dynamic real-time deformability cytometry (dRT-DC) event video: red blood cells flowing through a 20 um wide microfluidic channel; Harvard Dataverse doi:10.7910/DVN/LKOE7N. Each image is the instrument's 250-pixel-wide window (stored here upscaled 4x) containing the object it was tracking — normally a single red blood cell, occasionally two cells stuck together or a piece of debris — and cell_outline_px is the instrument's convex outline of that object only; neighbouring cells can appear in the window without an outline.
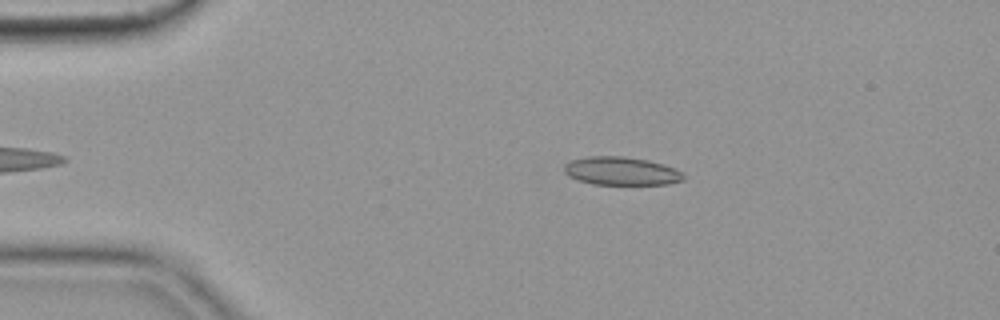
{"species": "common noctule bat (a hibernating species)", "species_latin": "Nyctalus noctula", "temperature_condition": "cold", "stored_images_in_passage": 42, "camera_frame_rate_fps": 3000, "um_per_image_px": 0.085, "animal": {"sex": "female", "body_mass_g": 19.9}, "frame": {"image": 1, "passage_image": 5, "time_ms": 1.333, "image_size_px": [1000, 320], "cell_outline_px": [[684, 180], [668, 184], [592, 184], [568, 176], [564, 172], [564, 164], [572, 160], [588, 156], [624, 156], [648, 160], [664, 164], [676, 168], [684, 176]], "centroid_in_image_um": [52.81, 14.53], "position_along_channel_um": 32.2, "area_um2": 19.65}}
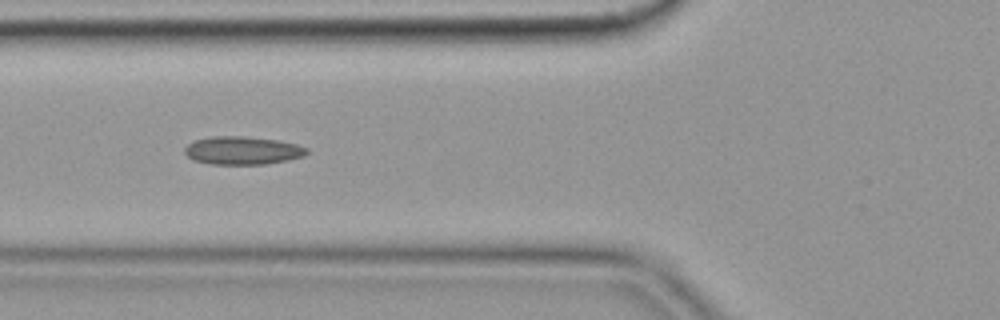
{"frame": {"image": 2, "passage_image": 15, "time_ms": 4.667, "image_size_px": [1000, 320], "cell_outline_px": [[308, 152], [304, 156], [288, 160], [264, 164], [212, 164], [192, 160], [184, 152], [184, 148], [188, 144], [196, 140], [208, 136], [244, 136], [280, 140], [296, 144], [308, 148]], "centroid_in_image_um": [20.62, 12.78], "position_along_channel_um": 105.2, "area_um2": 20.11}}
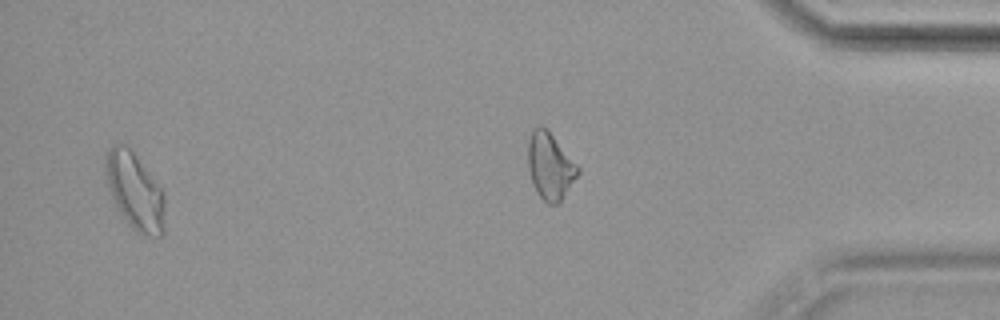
{"frame": {"image": 3, "passage_image": 40, "time_ms": 13.0, "image_size_px": [1000, 320], "cell_outline_px": [[164, 232], [160, 236], [148, 236], [136, 232], [128, 224], [120, 212], [112, 196], [108, 184], [104, 168], [104, 164], [108, 148], [112, 144], [124, 144], [132, 152], [160, 188], [164, 196]], "centroid_in_image_um": [11.45, 16.28], "position_along_channel_um": 423.8, "area_um2": 25.95}, "authors_computed_cell_mechanics": {"area_um2": 19.6809, "velocity_mm_per_s": 3.6021, "shape_relaxation_time_tau1_ms": null, "shape_relaxation_time_tau2_ms": 3.9801, "deformation_change_tau1": null, "deformation_change_tau2": 0.0959}}